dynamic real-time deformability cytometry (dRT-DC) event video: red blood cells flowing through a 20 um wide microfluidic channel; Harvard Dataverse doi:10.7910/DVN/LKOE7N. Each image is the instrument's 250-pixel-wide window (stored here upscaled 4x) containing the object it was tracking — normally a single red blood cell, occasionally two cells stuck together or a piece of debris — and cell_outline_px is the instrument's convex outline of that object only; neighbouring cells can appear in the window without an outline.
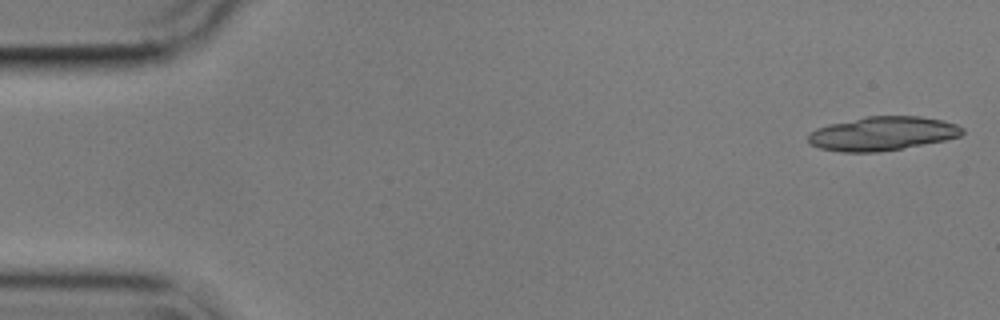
{"species": "common noctule bat (a hibernating species)", "species_latin": "Nyctalus noctula", "temperature_condition": "cold", "stored_images_in_passage": 20, "camera_frame_rate_fps": 3000, "um_per_image_px": 0.085, "animal": {"sex": "male", "body_mass_g": 17.9}, "frame": {"image": 1, "passage_image": 1, "time_ms": 0.0, "image_size_px": [1000, 320], "cell_outline_px": [[964, 132], [960, 136], [944, 140], [900, 148], [876, 152], [840, 152], [820, 148], [812, 144], [808, 140], [808, 132], [816, 128], [828, 124], [864, 116], [920, 116], [944, 120], [956, 124], [964, 128]], "centroid_in_image_um": [74.98, 11.34], "position_along_channel_um": 10.0, "area_um2": 30.46}}